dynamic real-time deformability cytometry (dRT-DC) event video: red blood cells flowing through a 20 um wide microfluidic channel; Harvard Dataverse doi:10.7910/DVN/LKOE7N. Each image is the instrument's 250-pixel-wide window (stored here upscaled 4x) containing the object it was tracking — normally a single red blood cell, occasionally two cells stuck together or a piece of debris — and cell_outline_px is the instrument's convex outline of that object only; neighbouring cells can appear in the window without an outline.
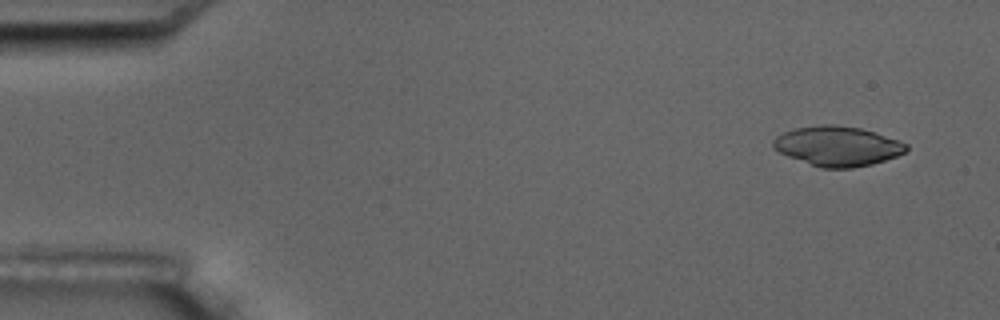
{"species": "common noctule bat (a hibernating species)", "species_latin": "Nyctalus noctula", "temperature_condition": "room temperature", "stored_images_in_passage": 8, "camera_frame_rate_fps": 3000, "um_per_image_px": 0.085, "animal": {"sex": "male", "body_mass_g": 17.5, "forearm_length_mm": 52.3}, "frame": {"image": 1, "passage_image": 1, "time_ms": 0.0, "image_size_px": [1000, 320], "cell_outline_px": [[908, 148], [904, 152], [896, 156], [872, 164], [852, 168], [820, 168], [788, 156], [772, 148], [772, 140], [776, 136], [784, 132], [796, 128], [820, 124], [836, 124], [860, 128], [876, 132], [900, 140], [908, 144]], "centroid_in_image_um": [71.19, 12.41], "position_along_channel_um": 13.8, "area_um2": 30.98}}